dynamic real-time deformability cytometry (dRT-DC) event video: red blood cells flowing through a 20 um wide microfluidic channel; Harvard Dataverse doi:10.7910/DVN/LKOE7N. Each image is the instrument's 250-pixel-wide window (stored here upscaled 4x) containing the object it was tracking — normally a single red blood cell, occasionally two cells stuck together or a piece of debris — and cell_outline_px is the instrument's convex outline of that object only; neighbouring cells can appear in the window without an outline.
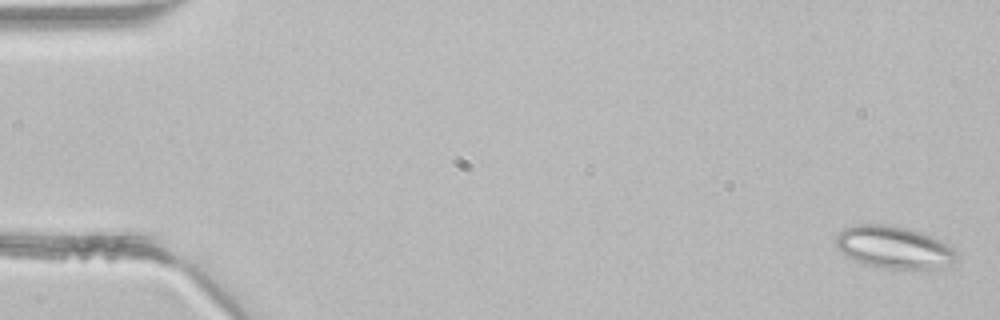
{"species": "common noctule bat (a hibernating species)", "species_latin": "Nyctalus noctula", "temperature_condition": "room temperature", "stored_images_in_passage": 46, "segment_of_instrument_passage": [1, 2], "camera_frame_rate_fps": 3000, "um_per_image_px": 0.085, "animal": {"sex": "male", "body_mass_g": 21.5, "forearm_length_mm": 52.0}, "frame": {"image": 1, "passage_image": 2, "time_ms": 0.333, "image_size_px": [1000, 320], "cell_outline_px": [[956, 256], [948, 268], [888, 268], [868, 264], [856, 260], [840, 252], [836, 248], [836, 236], [844, 228], [856, 224], [884, 224], [904, 228], [920, 232], [932, 236], [948, 244], [956, 252]], "centroid_in_image_um": [75.98, 21.01], "position_along_channel_um": 9.0, "area_um2": 29.36}}
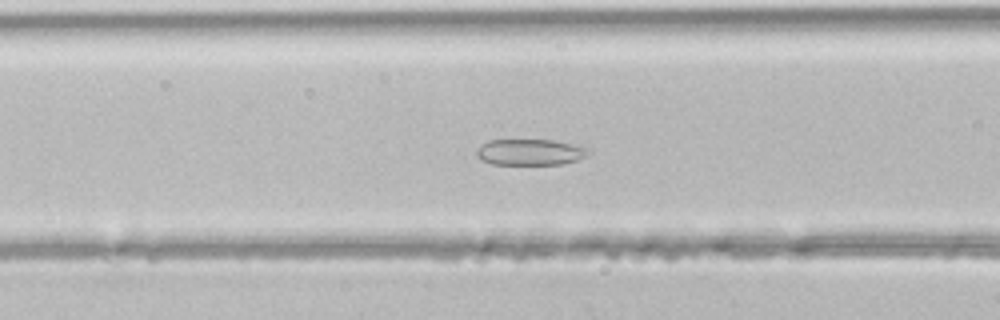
{"frame": {"image": 2, "passage_image": 19, "time_ms": 6.0, "image_size_px": [1000, 320], "cell_outline_px": [[592, 152], [576, 160], [560, 164], [492, 164], [480, 160], [476, 156], [476, 152], [488, 140], [552, 140], [588, 148]], "centroid_in_image_um": [45.04, 12.93], "position_along_channel_um": 121.6, "area_um2": 16.76}}
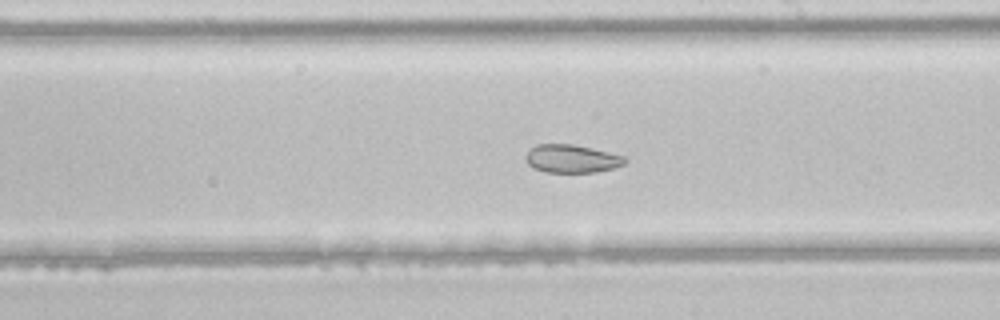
{"frame": {"image": 3, "passage_image": 27, "time_ms": 8.667, "image_size_px": [1000, 320], "cell_outline_px": [[628, 160], [624, 164], [612, 168], [596, 172], [548, 172], [532, 168], [528, 164], [524, 156], [528, 148], [536, 144], [572, 144], [592, 148], [624, 156]], "centroid_in_image_um": [48.55, 13.48], "position_along_channel_um": 240.5, "area_um2": 16.36}}